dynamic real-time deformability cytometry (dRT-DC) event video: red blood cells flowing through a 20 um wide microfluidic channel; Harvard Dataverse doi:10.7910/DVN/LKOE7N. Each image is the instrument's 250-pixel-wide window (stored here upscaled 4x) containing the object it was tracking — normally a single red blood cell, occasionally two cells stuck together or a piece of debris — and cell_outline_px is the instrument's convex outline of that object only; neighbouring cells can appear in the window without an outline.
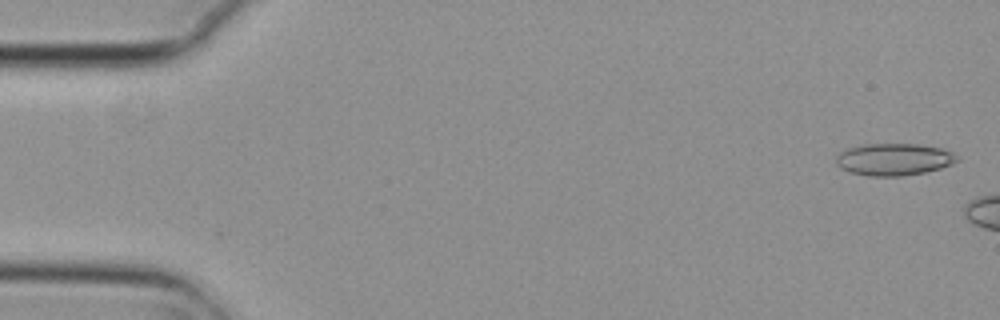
{"species": "common noctule bat (a hibernating species)", "species_latin": "Nyctalus noctula", "temperature_condition": "cold", "stored_images_in_passage": 3, "camera_frame_rate_fps": 3000, "um_per_image_px": 0.085, "animal": {"sex": "female", "body_mass_g": 29.2, "forearm_length_mm": 56.3}, "frame": {"image": 1, "passage_image": 1, "time_ms": 0.0, "image_size_px": [1000, 320], "cell_outline_px": [[960, 160], [952, 164], [940, 168], [924, 172], [900, 176], [868, 176], [848, 172], [840, 168], [836, 164], [836, 156], [840, 152], [848, 148], [864, 144], [916, 144], [944, 148], [952, 152]], "centroid_in_image_um": [75.97, 13.55], "position_along_channel_um": 9.0, "area_um2": 22.72}}